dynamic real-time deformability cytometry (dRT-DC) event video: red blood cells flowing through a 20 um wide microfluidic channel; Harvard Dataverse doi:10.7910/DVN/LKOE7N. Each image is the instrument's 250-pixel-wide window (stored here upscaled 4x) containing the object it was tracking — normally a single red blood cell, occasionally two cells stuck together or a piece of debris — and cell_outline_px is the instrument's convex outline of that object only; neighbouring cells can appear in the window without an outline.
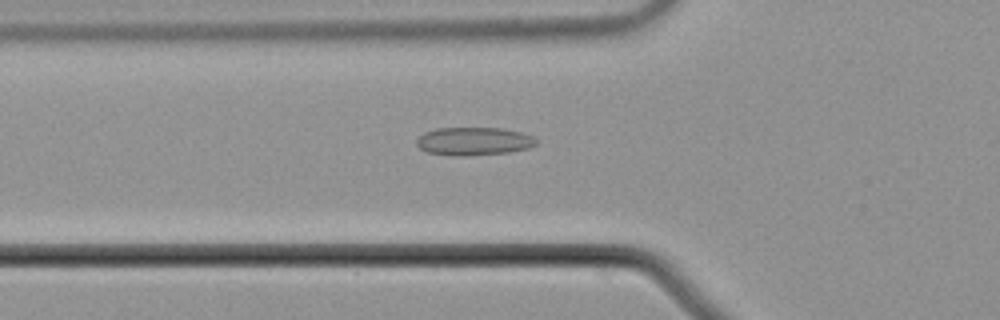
{"species": "common noctule bat (a hibernating species)", "species_latin": "Nyctalus noctula", "temperature_condition": "cold", "stored_images_in_passage": 52, "camera_frame_rate_fps": 3000, "um_per_image_px": 0.085, "animal": {"sex": "male", "body_mass_g": 21.5, "forearm_length_mm": 52.0}, "frame": {"image": 1, "passage_image": 17, "time_ms": 5.333, "image_size_px": [1000, 320], "cell_outline_px": [[536, 144], [528, 148], [508, 152], [464, 156], [456, 156], [428, 152], [420, 148], [416, 144], [416, 140], [424, 132], [436, 128], [504, 128], [520, 132], [532, 136], [536, 140]], "centroid_in_image_um": [40.25, 12.0], "position_along_channel_um": 85.5, "area_um2": 19.48}}
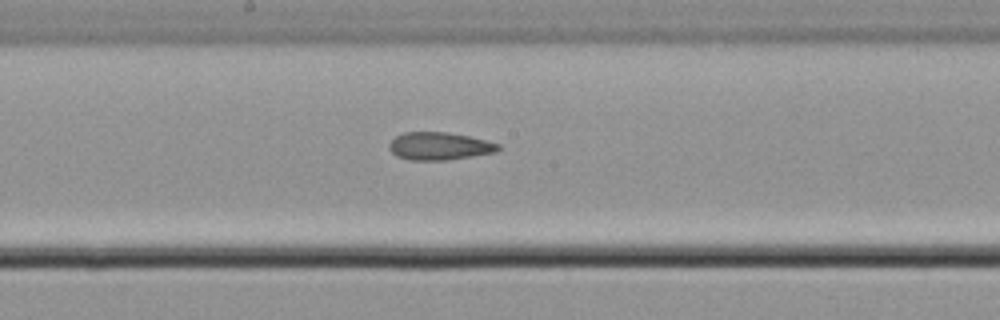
{"frame": {"image": 2, "passage_image": 27, "time_ms": 8.667, "image_size_px": [1000, 320], "cell_outline_px": [[500, 148], [496, 152], [448, 160], [408, 160], [396, 156], [388, 148], [388, 144], [396, 136], [404, 132], [448, 132], [468, 136], [500, 144]], "centroid_in_image_um": [37.32, 12.42], "position_along_channel_um": 210.9, "area_um2": 17.63}}
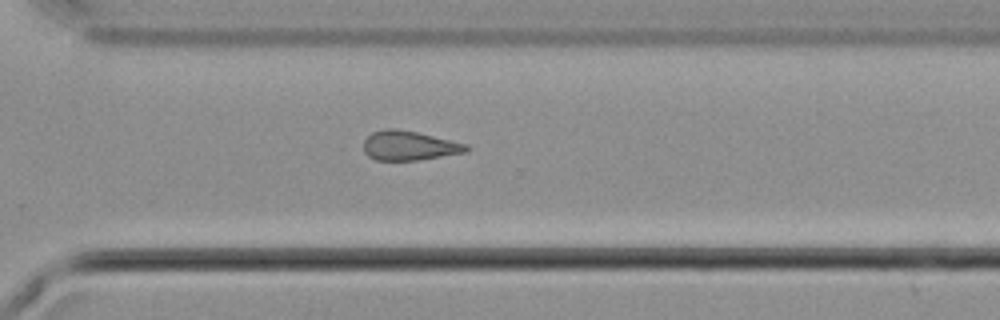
{"frame": {"image": 3, "passage_image": 37, "time_ms": 12.0, "image_size_px": [1000, 320], "cell_outline_px": [[472, 148], [468, 152], [416, 160], [376, 160], [368, 156], [364, 152], [364, 140], [372, 132], [384, 128], [396, 128], [416, 132], [468, 144]], "centroid_in_image_um": [34.79, 12.37], "position_along_channel_um": 335.8, "area_um2": 17.69}, "authors_computed_cell_mechanics": {"area_um2": 18.0625, "velocity_mm_per_s": 3.7516, "shape_relaxation_time_tau1_ms": null, "shape_relaxation_time_tau2_ms": 9.9364, "deformation_change_tau1": null, "deformation_change_tau2": 0.2277}}